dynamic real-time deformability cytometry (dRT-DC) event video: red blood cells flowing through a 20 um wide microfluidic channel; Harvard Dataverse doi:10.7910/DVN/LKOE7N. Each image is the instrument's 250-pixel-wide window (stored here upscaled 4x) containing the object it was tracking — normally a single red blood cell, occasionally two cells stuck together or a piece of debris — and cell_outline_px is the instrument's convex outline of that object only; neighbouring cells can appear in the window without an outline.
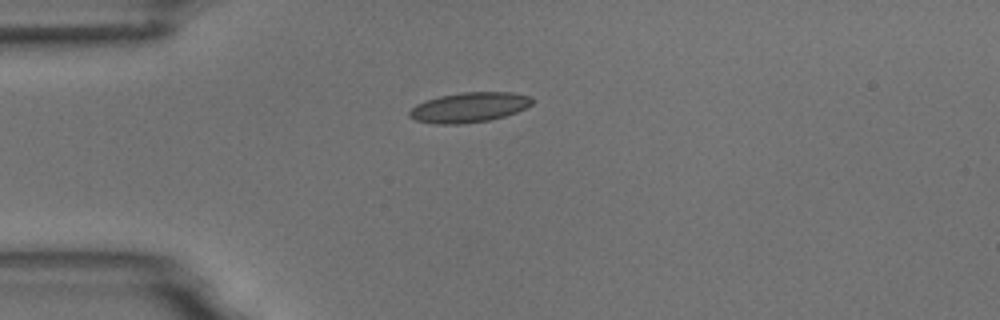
{"species": "common noctule bat (a hibernating species)", "species_latin": "Nyctalus noctula", "temperature_condition": "room temperature", "stored_images_in_passage": 2, "camera_frame_rate_fps": 3000, "um_per_image_px": 0.085, "animal": {"sex": "male", "body_mass_g": 18.8}, "frame": {"image": 1, "passage_image": 1, "time_ms": 0.0, "image_size_px": [1000, 320], "cell_outline_px": [[536, 100], [532, 104], [516, 112], [504, 116], [488, 120], [460, 124], [436, 124], [416, 120], [408, 116], [408, 112], [416, 104], [440, 96], [460, 92], [512, 92], [532, 96]], "centroid_in_image_um": [39.91, 9.11], "position_along_channel_um": 45.1, "area_um2": 21.44}}
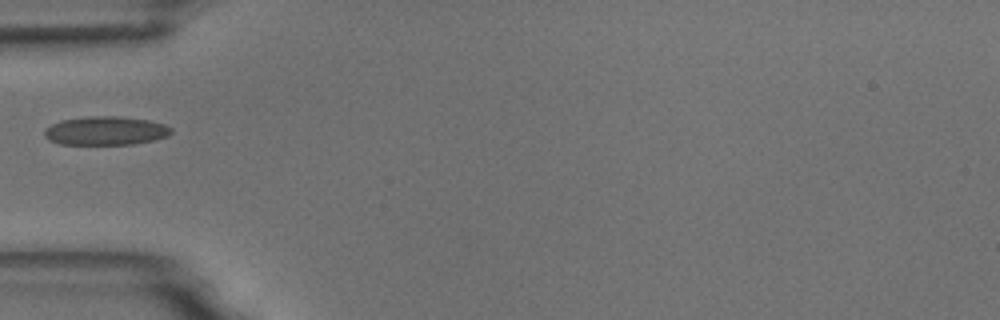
{"frame": {"image": 2, "passage_image": 2, "time_ms": 1.333, "image_size_px": [1000, 320], "cell_outline_px": [[172, 132], [168, 136], [152, 140], [132, 144], [60, 144], [48, 140], [44, 136], [44, 128], [60, 120], [88, 116], [116, 116], [148, 120], [164, 124], [172, 128]], "centroid_in_image_um": [8.95, 11.11], "position_along_channel_um": 76.1, "area_um2": 21.21}}